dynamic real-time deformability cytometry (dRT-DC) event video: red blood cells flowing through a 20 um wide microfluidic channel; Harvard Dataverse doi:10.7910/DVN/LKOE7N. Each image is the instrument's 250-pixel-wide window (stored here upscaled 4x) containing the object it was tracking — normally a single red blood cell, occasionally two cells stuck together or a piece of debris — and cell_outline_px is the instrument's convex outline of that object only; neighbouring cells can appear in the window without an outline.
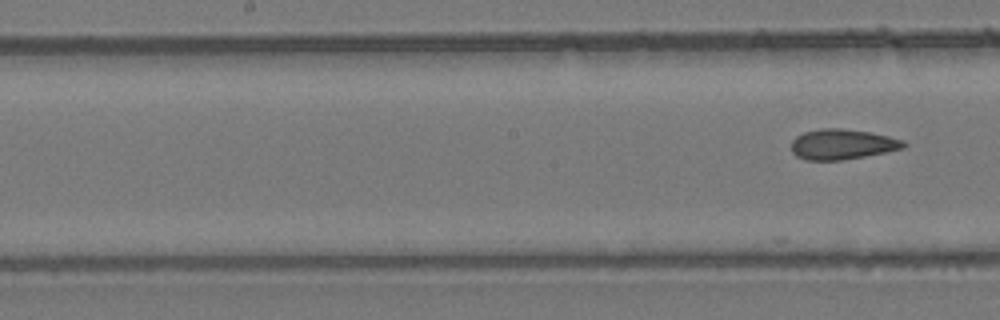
{"species": "common noctule bat (a hibernating species)", "species_latin": "Nyctalus noctula", "temperature_condition": "room temperature", "stored_images_in_passage": 5, "segment_of_instrument_passage": [2, 2], "camera_frame_rate_fps": 3000, "um_per_image_px": 0.085, "animal": {"sex": "female", "body_mass_g": 24.6, "forearm_length_mm": 56.2}, "frame": {"image": 1, "passage_image": 5, "time_ms": 5.333, "image_size_px": [1000, 320], "cell_outline_px": [[908, 144], [904, 148], [864, 156], [840, 160], [808, 160], [796, 156], [792, 152], [792, 140], [796, 136], [804, 132], [820, 128], [844, 128], [872, 132], [904, 140]], "centroid_in_image_um": [71.6, 12.25], "position_along_channel_um": 176.6, "area_um2": 19.88}}